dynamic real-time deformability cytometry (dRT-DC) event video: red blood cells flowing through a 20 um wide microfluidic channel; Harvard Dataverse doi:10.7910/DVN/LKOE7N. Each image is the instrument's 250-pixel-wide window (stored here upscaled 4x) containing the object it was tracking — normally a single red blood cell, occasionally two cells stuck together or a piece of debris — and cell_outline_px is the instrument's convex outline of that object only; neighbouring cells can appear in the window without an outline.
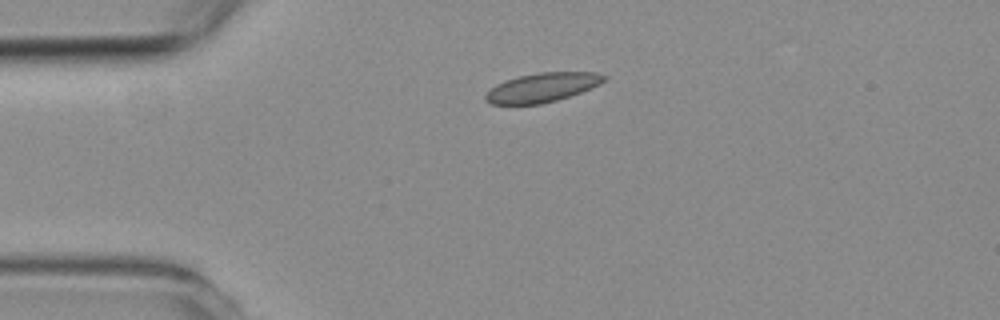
{"species": "common noctule bat (a hibernating species)", "species_latin": "Nyctalus noctula", "temperature_condition": "room temperature", "stored_images_in_passage": 4, "camera_frame_rate_fps": 3000, "um_per_image_px": 0.085, "animal": {"sex": "female", "body_mass_g": 19.3, "forearm_length_mm": 54.1}, "frame": {"image": 1, "passage_image": 4, "time_ms": 3.667, "image_size_px": [1000, 320], "cell_outline_px": [[608, 76], [600, 84], [592, 88], [556, 100], [540, 104], [492, 104], [484, 100], [484, 96], [496, 84], [504, 80], [520, 76], [540, 72], [596, 72]], "centroid_in_image_um": [46.09, 7.43], "position_along_channel_um": 38.9, "area_um2": 20.0}}